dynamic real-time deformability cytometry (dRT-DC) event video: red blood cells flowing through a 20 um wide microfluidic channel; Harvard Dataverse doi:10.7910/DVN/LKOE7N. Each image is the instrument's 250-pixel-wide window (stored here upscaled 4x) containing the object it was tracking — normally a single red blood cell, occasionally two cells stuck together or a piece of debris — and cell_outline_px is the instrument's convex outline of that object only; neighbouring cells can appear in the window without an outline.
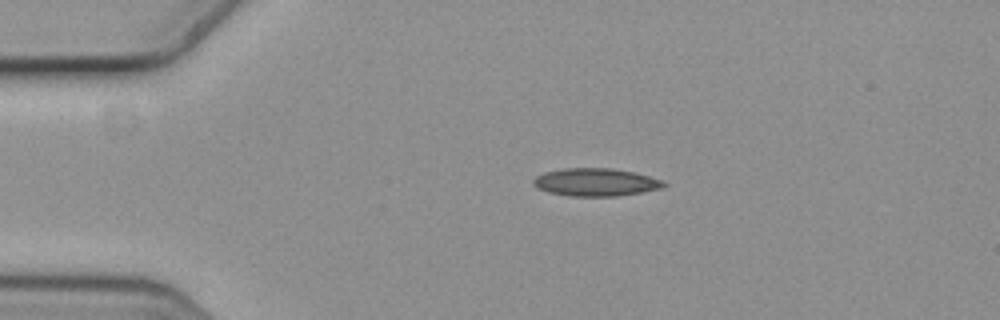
{"species": "common noctule bat (a hibernating species)", "species_latin": "Nyctalus noctula", "temperature_condition": "cold", "stored_images_in_passage": 3, "camera_frame_rate_fps": 3000, "um_per_image_px": 0.085, "animal": {"sex": "female", "body_mass_g": 19.3, "forearm_length_mm": 54.1}, "frame": {"image": 1, "passage_image": 1, "time_ms": 0.0, "image_size_px": [1000, 320], "cell_outline_px": [[668, 184], [660, 188], [640, 192], [616, 196], [572, 196], [548, 192], [532, 184], [532, 180], [536, 176], [544, 172], [564, 168], [612, 168], [636, 172], [664, 180]], "centroid_in_image_um": [50.65, 15.47], "position_along_channel_um": 34.4, "area_um2": 21.15}}